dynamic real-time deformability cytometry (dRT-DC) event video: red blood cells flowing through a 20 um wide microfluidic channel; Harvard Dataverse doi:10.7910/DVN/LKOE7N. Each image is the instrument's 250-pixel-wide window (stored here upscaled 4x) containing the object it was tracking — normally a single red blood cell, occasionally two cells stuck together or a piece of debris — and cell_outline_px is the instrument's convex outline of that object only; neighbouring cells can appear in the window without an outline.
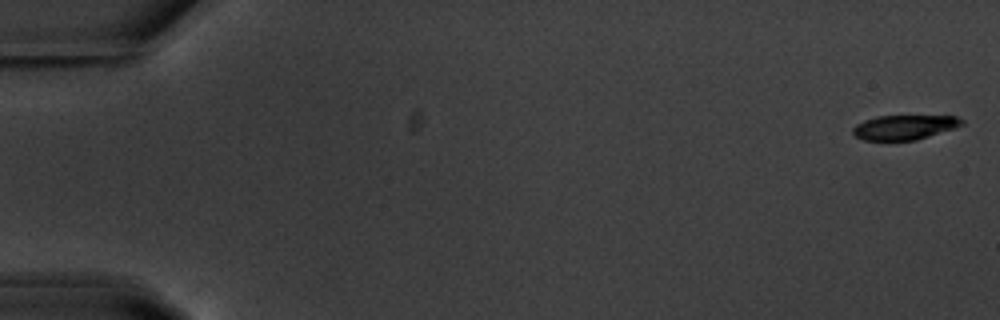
{"species": "common noctule bat (a hibernating species)", "species_latin": "Nyctalus noctula", "temperature_condition": "warm", "stored_images_in_passage": 55, "camera_frame_rate_fps": 3000, "um_per_image_px": 0.085, "animal": {"sex": "male", "body_mass_g": 20.1, "forearm_length_mm": 53.5}, "frame": {"image": 1, "passage_image": 1, "time_ms": 0.0, "image_size_px": [1000, 320], "cell_outline_px": [[964, 124], [916, 140], [864, 140], [856, 136], [852, 132], [852, 128], [856, 124], [864, 120], [876, 116], [956, 116], [964, 120]], "centroid_in_image_um": [76.83, 10.81], "position_along_channel_um": 8.2, "area_um2": 15.43}}
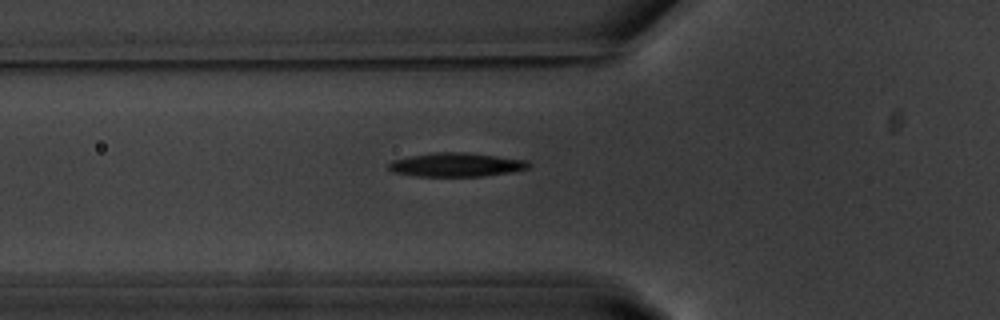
{"frame": {"image": 2, "passage_image": 20, "time_ms": 6.333, "image_size_px": [1000, 320], "cell_outline_px": [[532, 164], [528, 168], [512, 172], [484, 176], [416, 176], [392, 172], [388, 168], [388, 164], [392, 160], [408, 156], [436, 152], [464, 152], [528, 160]], "centroid_in_image_um": [38.78, 14.0], "position_along_channel_um": 87.0, "area_um2": 19.54}}
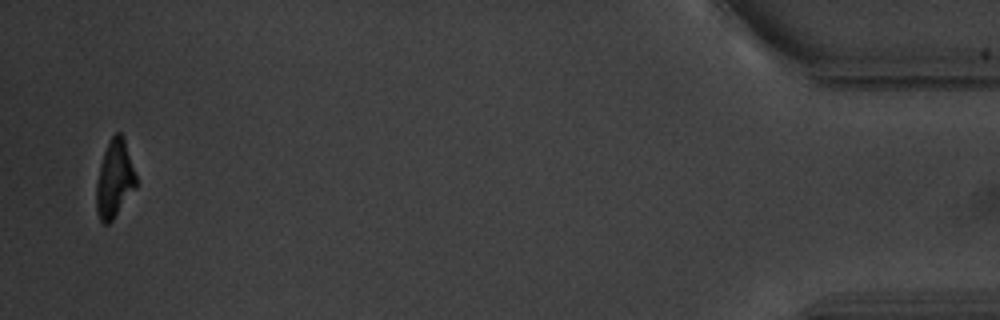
{"frame": {"image": 3, "passage_image": 54, "time_ms": 17.667, "image_size_px": [1000, 320], "cell_outline_px": [[136, 188], [112, 220], [108, 224], [104, 224], [100, 220], [96, 212], [96, 184], [100, 164], [104, 152], [112, 136], [116, 132], [120, 132], [124, 136], [136, 176]], "centroid_in_image_um": [9.73, 15.22], "position_along_channel_um": 425.5, "area_um2": 17.92}, "authors_computed_cell_mechanics": {"area_um2": 19.074, "velocity_mm_per_s": 3.6934, "shape_relaxation_time_tau1_ms": 2.9529, "shape_relaxation_time_tau2_ms": 4.6089, "deformation_change_tau1": 0.154, "deformation_change_tau2": 0.1188}}